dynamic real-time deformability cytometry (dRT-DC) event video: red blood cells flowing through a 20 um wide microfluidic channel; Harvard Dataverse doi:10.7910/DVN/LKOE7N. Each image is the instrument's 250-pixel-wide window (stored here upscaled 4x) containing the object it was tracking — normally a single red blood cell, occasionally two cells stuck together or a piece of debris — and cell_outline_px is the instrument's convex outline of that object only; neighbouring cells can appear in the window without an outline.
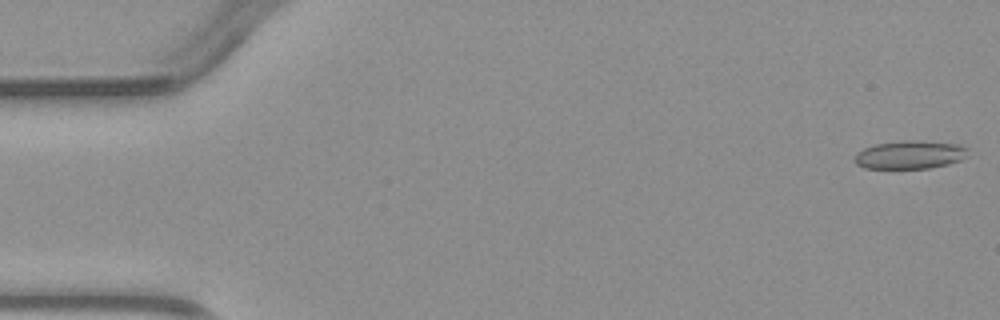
{"species": "common noctule bat (a hibernating species)", "species_latin": "Nyctalus noctula", "temperature_condition": "warm", "stored_images_in_passage": 4, "camera_frame_rate_fps": 3000, "um_per_image_px": 0.085, "animal": {"sex": "male", "body_mass_g": 23.1, "forearm_length_mm": 52.7}, "frame": {"image": 1, "passage_image": 1, "time_ms": 0.0, "image_size_px": [1000, 320], "cell_outline_px": [[968, 148], [964, 156], [960, 160], [948, 164], [928, 168], [864, 168], [856, 164], [852, 160], [856, 152], [864, 148], [876, 144], [904, 140], [912, 140], [960, 144]], "centroid_in_image_um": [77.29, 13.15], "position_along_channel_um": 7.7, "area_um2": 18.61}}
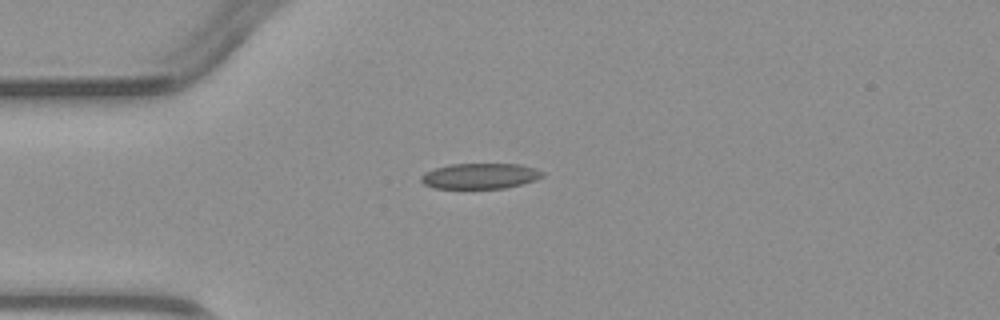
{"frame": {"image": 2, "passage_image": 4, "time_ms": 3.667, "image_size_px": [1000, 320], "cell_outline_px": [[544, 176], [536, 180], [504, 188], [432, 188], [424, 184], [420, 180], [420, 176], [424, 172], [448, 164], [520, 164], [536, 168], [544, 172]], "centroid_in_image_um": [40.8, 14.95], "position_along_channel_um": 44.2, "area_um2": 18.15}}